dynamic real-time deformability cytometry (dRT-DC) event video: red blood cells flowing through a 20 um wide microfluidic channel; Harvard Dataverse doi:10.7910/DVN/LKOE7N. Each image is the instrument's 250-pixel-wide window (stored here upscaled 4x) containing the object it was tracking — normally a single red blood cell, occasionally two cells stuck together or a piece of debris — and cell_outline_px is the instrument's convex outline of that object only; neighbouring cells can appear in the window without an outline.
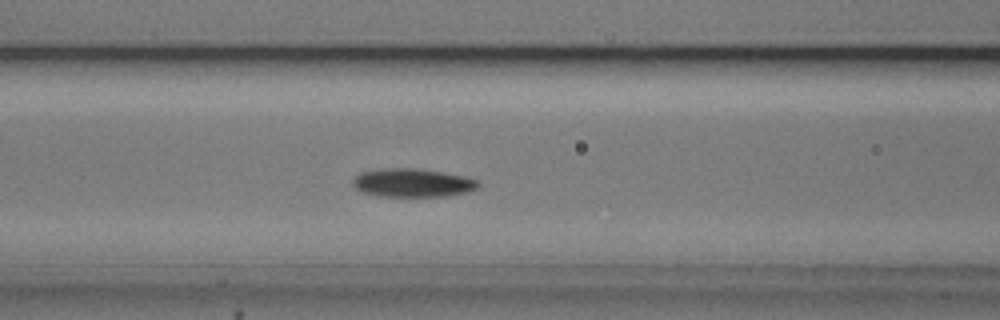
{"species": "common noctule bat (a hibernating species)", "species_latin": "Nyctalus noctula", "temperature_condition": "cold", "stored_images_in_passage": 53, "camera_frame_rate_fps": 3000, "um_per_image_px": 0.085, "animal": {"sex": "male", "body_mass_g": 20.5, "forearm_length_mm": 52.5}, "frame": {"image": 1, "passage_image": 21, "time_ms": 6.667, "image_size_px": [1000, 320], "cell_outline_px": [[480, 184], [476, 188], [468, 192], [444, 196], [380, 196], [360, 192], [352, 184], [352, 180], [360, 172], [380, 168], [416, 168], [444, 172], [468, 176], [480, 180]], "centroid_in_image_um": [35.08, 15.52], "position_along_channel_um": 131.5, "area_um2": 21.1}}
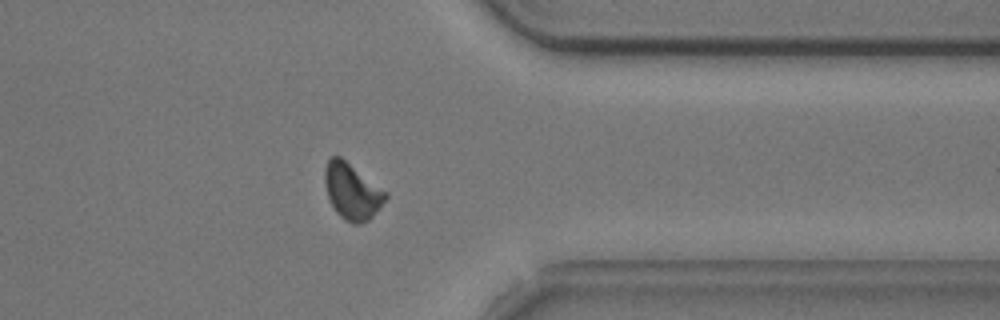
{"frame": {"image": 2, "passage_image": 42, "time_ms": 13.667, "image_size_px": [1000, 320], "cell_outline_px": [[388, 196], [380, 208], [368, 220], [360, 224], [352, 224], [344, 220], [336, 212], [328, 200], [324, 184], [324, 168], [328, 160], [332, 156], [340, 156], [388, 192]], "centroid_in_image_um": [29.91, 16.27], "position_along_channel_um": 381.5, "area_um2": 20.11}}
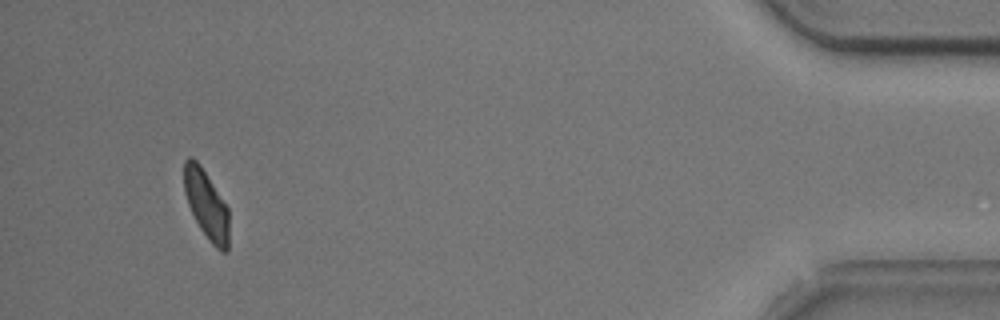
{"frame": {"image": 3, "passage_image": 50, "time_ms": 16.333, "image_size_px": [1000, 320], "cell_outline_px": [[228, 252], [220, 252], [212, 244], [200, 228], [188, 204], [184, 192], [184, 160], [188, 156], [192, 156], [200, 164], [228, 208]], "centroid_in_image_um": [17.53, 17.38], "position_along_channel_um": 417.7, "area_um2": 17.86}, "authors_computed_cell_mechanics": {"area_um2": 19.8254, "velocity_mm_per_s": 3.6947, "shape_relaxation_time_tau1_ms": 2.0682, "shape_relaxation_time_tau2_ms": 4.9107, "deformation_change_tau1": 0.1069, "deformation_change_tau2": 0.1043}}